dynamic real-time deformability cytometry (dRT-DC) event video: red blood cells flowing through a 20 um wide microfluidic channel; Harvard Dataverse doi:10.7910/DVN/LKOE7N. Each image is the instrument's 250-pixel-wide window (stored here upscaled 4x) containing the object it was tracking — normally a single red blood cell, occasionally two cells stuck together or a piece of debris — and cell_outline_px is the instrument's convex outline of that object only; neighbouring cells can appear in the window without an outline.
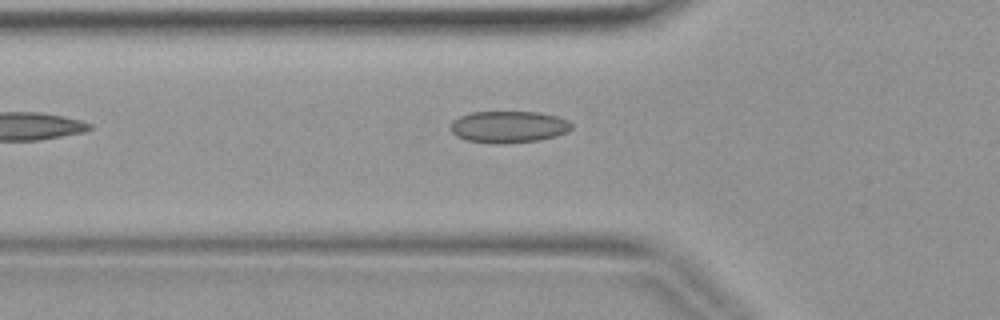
{"species": "common noctule bat (a hibernating species)", "species_latin": "Nyctalus noctula", "temperature_condition": "warm", "stored_images_in_passage": 2, "camera_frame_rate_fps": 3000, "um_per_image_px": 0.085, "animal": {"sex": "female", "body_mass_g": 19.9}, "frame": {"image": 1, "passage_image": 2, "time_ms": 0.333, "image_size_px": [1000, 320], "cell_outline_px": [[572, 128], [568, 132], [556, 136], [540, 140], [504, 144], [496, 144], [464, 140], [456, 136], [448, 128], [452, 120], [460, 116], [472, 112], [540, 112], [556, 116], [568, 120], [572, 124]], "centroid_in_image_um": [43.21, 10.79], "position_along_channel_um": 82.6, "area_um2": 22.77}}